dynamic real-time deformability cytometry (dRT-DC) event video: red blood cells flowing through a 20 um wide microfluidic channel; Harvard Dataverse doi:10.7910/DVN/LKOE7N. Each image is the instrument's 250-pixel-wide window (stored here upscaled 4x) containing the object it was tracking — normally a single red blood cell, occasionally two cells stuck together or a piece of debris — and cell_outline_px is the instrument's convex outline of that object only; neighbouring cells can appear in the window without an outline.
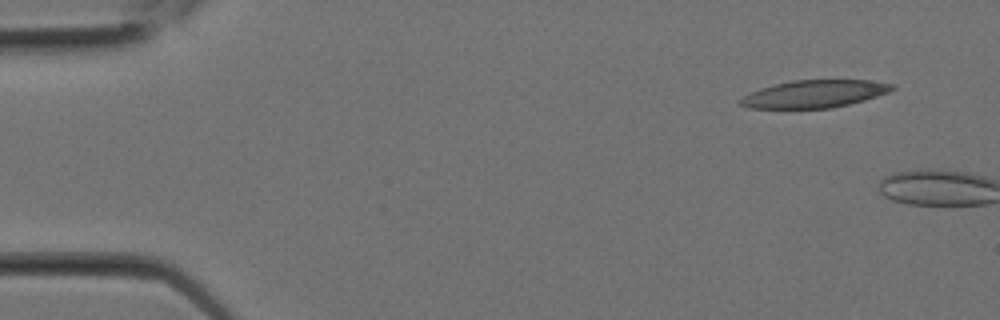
{"species": "Egyptian fruit bat (a non-hibernating species)", "species_latin": "Rousettus aegyptiacus", "temperature_condition": "room temperature", "stored_images_in_passage": 4, "camera_frame_rate_fps": 3000, "um_per_image_px": 0.085, "animal": {"sex": "female"}, "frame": {"image": 1, "passage_image": 1, "time_ms": 0.0, "image_size_px": [1000, 320], "cell_outline_px": [[896, 88], [888, 92], [864, 100], [832, 108], [748, 108], [736, 104], [736, 100], [760, 88], [792, 80], [868, 80], [896, 84]], "centroid_in_image_um": [69.2, 7.98], "position_along_channel_um": 15.8, "area_um2": 24.39}}
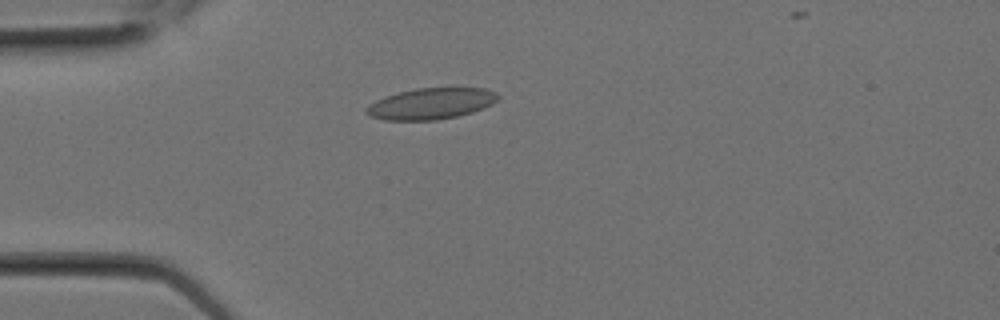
{"frame": {"image": 2, "passage_image": 4, "time_ms": 1.0, "image_size_px": [1000, 320], "cell_outline_px": [[500, 96], [492, 104], [472, 112], [456, 116], [436, 120], [384, 120], [372, 116], [364, 112], [364, 108], [368, 104], [376, 100], [400, 92], [416, 88], [484, 88], [496, 92]], "centroid_in_image_um": [36.62, 8.81], "position_along_channel_um": 48.4, "area_um2": 23.76}}